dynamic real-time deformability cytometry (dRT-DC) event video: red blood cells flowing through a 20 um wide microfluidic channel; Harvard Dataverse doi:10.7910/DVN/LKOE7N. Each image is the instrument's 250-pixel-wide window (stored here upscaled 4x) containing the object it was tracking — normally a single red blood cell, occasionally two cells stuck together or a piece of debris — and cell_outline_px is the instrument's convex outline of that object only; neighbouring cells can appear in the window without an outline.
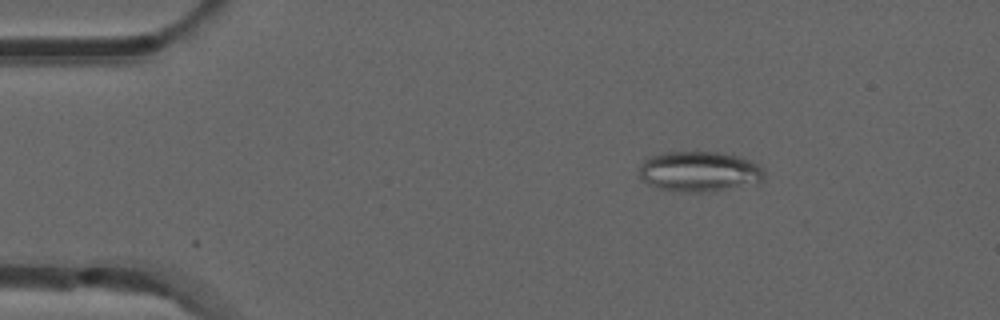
{"species": "common noctule bat (a hibernating species)", "species_latin": "Nyctalus noctula", "temperature_condition": "room temperature", "stored_images_in_passage": 9, "camera_frame_rate_fps": 3000, "um_per_image_px": 0.085, "animal": {"sex": "male", "forearm_length_mm": 52.5}, "frame": {"image": 1, "passage_image": 7, "time_ms": 2.0, "image_size_px": [1000, 320], "cell_outline_px": [[764, 180], [756, 184], [704, 192], [680, 192], [656, 188], [640, 180], [640, 168], [644, 160], [652, 156], [664, 152], [724, 152], [740, 156], [752, 160], [764, 168]], "centroid_in_image_um": [59.48, 14.58], "position_along_channel_um": 25.5, "area_um2": 29.82}}